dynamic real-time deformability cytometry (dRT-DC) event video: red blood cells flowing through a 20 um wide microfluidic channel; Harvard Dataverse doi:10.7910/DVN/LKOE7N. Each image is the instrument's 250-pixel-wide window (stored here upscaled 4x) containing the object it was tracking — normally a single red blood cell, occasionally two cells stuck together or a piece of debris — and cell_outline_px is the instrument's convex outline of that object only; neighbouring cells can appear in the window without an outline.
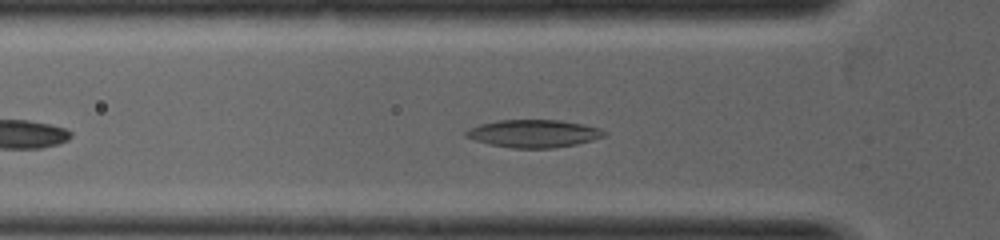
{"species": "common noctule bat (a hibernating species)", "species_latin": "Nyctalus noctula", "temperature_condition": "warm", "stored_images_in_passage": 10, "camera_frame_rate_fps": 5000, "um_per_image_px": 0.085, "animal": {"sex": "female", "body_mass_g": 19.0, "forearm_length_mm": 53.3}, "frame": {"image": 1, "passage_image": 7, "time_ms": 1.4, "image_size_px": [1000, 240], "cell_outline_px": [[608, 132], [604, 136], [592, 140], [576, 144], [552, 148], [512, 148], [492, 144], [476, 140], [464, 136], [464, 132], [468, 128], [480, 124], [496, 120], [560, 120], [584, 124], [600, 128]], "centroid_in_image_um": [45.37, 11.34], "position_along_channel_um": 80.4, "area_um2": 22.31}}
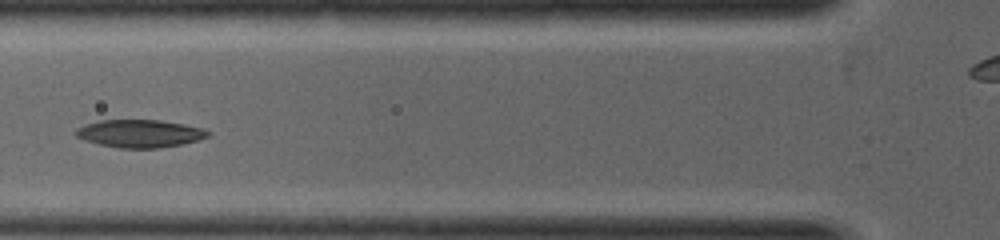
{"frame": {"image": 2, "passage_image": 9, "time_ms": 1.8, "image_size_px": [1000, 240], "cell_outline_px": [[212, 132], [208, 136], [184, 144], [156, 148], [120, 148], [100, 144], [84, 140], [76, 136], [76, 128], [84, 124], [100, 120], [160, 120], [184, 124], [204, 128]], "centroid_in_image_um": [11.89, 11.34], "position_along_channel_um": 113.9, "area_um2": 21.39}}